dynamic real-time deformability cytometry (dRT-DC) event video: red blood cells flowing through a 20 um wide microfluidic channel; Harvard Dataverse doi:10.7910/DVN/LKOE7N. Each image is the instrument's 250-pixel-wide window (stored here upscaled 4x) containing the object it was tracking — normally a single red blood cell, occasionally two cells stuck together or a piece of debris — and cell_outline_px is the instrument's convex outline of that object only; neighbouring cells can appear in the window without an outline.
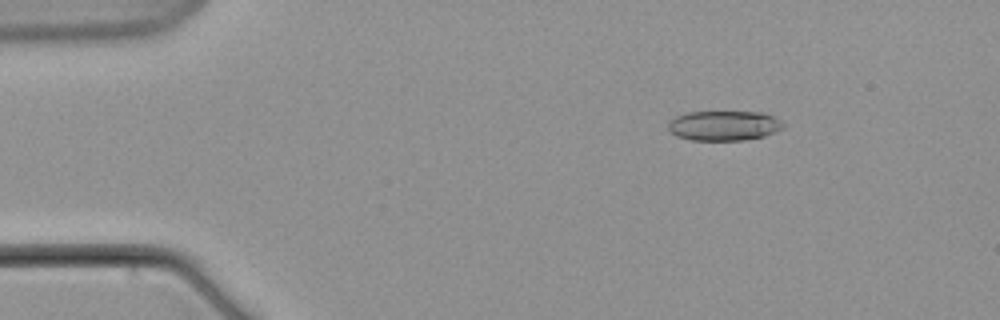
{"species": "common noctule bat (a hibernating species)", "species_latin": "Nyctalus noctula", "temperature_condition": "warm", "stored_images_in_passage": 6, "camera_frame_rate_fps": 3000, "um_per_image_px": 0.085, "animal": {"sex": "male", "body_mass_g": 21.5, "forearm_length_mm": 52.0}, "frame": {"image": 1, "passage_image": 3, "time_ms": 2.333, "image_size_px": [1000, 320], "cell_outline_px": [[784, 128], [776, 132], [764, 136], [744, 140], [692, 140], [676, 136], [668, 128], [668, 124], [676, 116], [688, 112], [764, 112], [780, 120], [784, 124]], "centroid_in_image_um": [61.57, 10.68], "position_along_channel_um": 23.4, "area_um2": 20.0}}
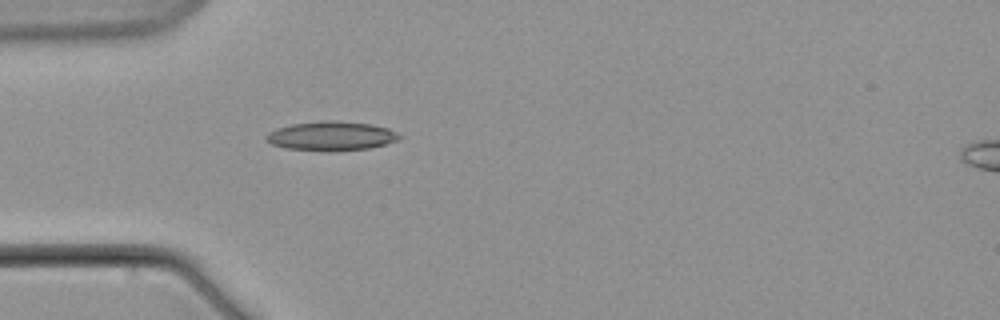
{"frame": {"image": 2, "passage_image": 6, "time_ms": 6.0, "image_size_px": [1000, 320], "cell_outline_px": [[400, 136], [396, 140], [384, 144], [368, 148], [284, 148], [272, 144], [264, 136], [268, 132], [276, 128], [292, 124], [324, 120], [332, 120], [368, 124], [388, 128], [396, 132]], "centroid_in_image_um": [28.11, 11.5], "position_along_channel_um": 56.9, "area_um2": 21.33}}